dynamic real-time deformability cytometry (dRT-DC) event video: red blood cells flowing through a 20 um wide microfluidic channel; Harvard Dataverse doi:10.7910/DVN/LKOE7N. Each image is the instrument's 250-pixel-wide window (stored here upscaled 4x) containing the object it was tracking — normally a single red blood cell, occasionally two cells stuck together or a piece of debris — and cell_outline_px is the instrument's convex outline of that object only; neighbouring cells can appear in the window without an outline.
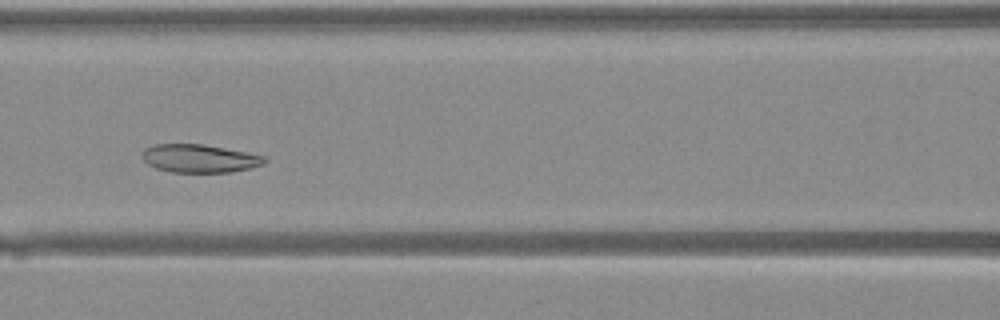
{"species": "Egyptian fruit bat (a non-hibernating species)", "species_latin": "Rousettus aegyptiacus", "temperature_condition": "warm", "stored_images_in_passage": 29, "camera_frame_rate_fps": 3000, "um_per_image_px": 0.085, "animal": {"sex": "female"}, "frame": {"image": 1, "passage_image": 13, "time_ms": 4.0, "image_size_px": [1000, 320], "cell_outline_px": [[268, 160], [264, 164], [232, 172], [172, 172], [156, 168], [148, 164], [140, 156], [144, 148], [156, 144], [204, 144], [264, 156]], "centroid_in_image_um": [16.92, 13.46], "position_along_channel_um": 149.7, "area_um2": 20.0}}
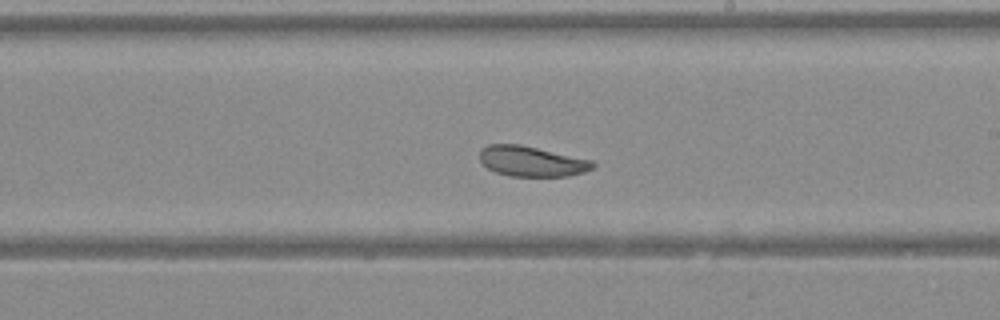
{"frame": {"image": 2, "passage_image": 19, "time_ms": 6.0, "image_size_px": [1000, 320], "cell_outline_px": [[596, 164], [592, 168], [584, 172], [568, 176], [508, 176], [496, 172], [488, 168], [480, 160], [480, 148], [488, 144], [520, 144], [592, 160]], "centroid_in_image_um": [45.17, 13.71], "position_along_channel_um": 243.8, "area_um2": 19.94}}
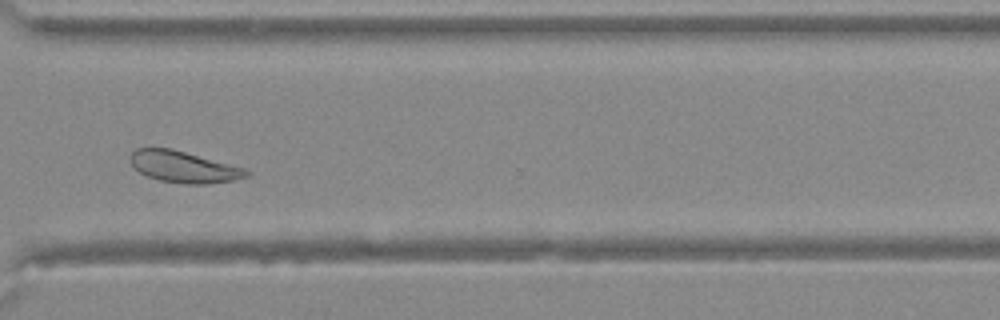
{"frame": {"image": 3, "passage_image": 26, "time_ms": 8.333, "image_size_px": [1000, 320], "cell_outline_px": [[252, 172], [248, 176], [236, 180], [208, 184], [188, 184], [160, 180], [148, 176], [140, 172], [132, 164], [128, 156], [136, 148], [172, 148], [244, 168]], "centroid_in_image_um": [15.63, 14.18], "position_along_channel_um": 355.0, "area_um2": 21.21}}